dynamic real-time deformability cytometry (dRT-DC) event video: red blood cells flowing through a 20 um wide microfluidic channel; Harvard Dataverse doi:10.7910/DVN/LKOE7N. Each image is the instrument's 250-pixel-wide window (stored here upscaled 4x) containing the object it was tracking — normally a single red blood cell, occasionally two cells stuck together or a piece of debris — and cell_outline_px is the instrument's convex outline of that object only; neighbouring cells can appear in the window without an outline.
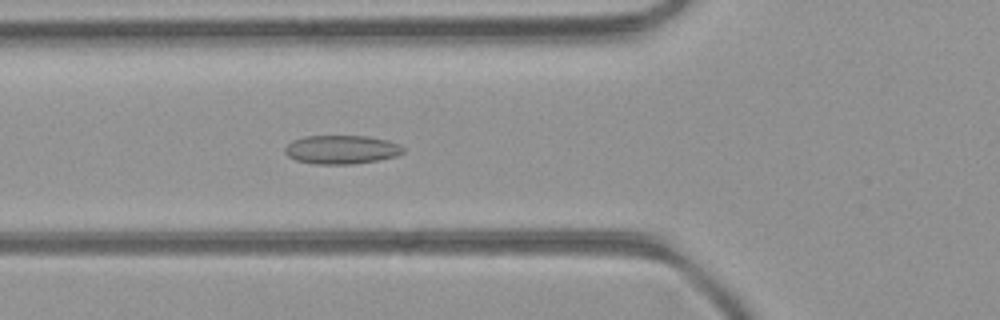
{"species": "common noctule bat (a hibernating species)", "species_latin": "Nyctalus noctula", "temperature_condition": "room temperature", "stored_images_in_passage": 37, "camera_frame_rate_fps": 3000, "um_per_image_px": 0.085, "animal": {"sex": "female", "body_mass_g": 21.9}, "frame": {"image": 1, "passage_image": 5, "time_ms": 1.333, "image_size_px": [1000, 320], "cell_outline_px": [[404, 152], [396, 156], [376, 160], [352, 164], [316, 164], [296, 160], [288, 156], [284, 152], [284, 148], [292, 140], [304, 136], [368, 136], [388, 140], [400, 144], [404, 148]], "centroid_in_image_um": [29.02, 12.71], "position_along_channel_um": 96.8, "area_um2": 19.83}}
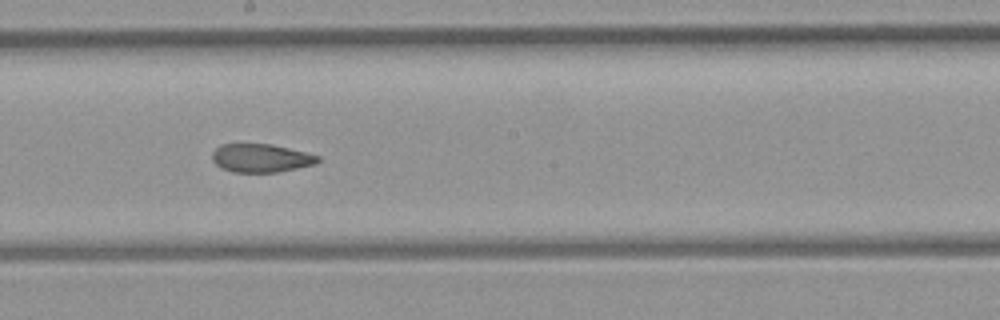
{"frame": {"image": 2, "passage_image": 14, "time_ms": 4.333, "image_size_px": [1000, 320], "cell_outline_px": [[320, 160], [316, 164], [276, 172], [232, 172], [216, 164], [212, 160], [212, 152], [220, 144], [272, 144], [320, 156]], "centroid_in_image_um": [22.17, 13.43], "position_along_channel_um": 226.0, "area_um2": 17.34}}
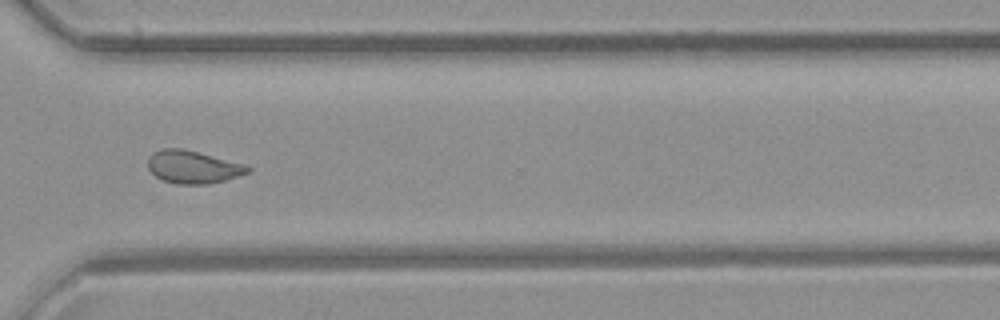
{"frame": {"image": 3, "passage_image": 23, "time_ms": 7.333, "image_size_px": [1000, 320], "cell_outline_px": [[252, 168], [248, 172], [224, 180], [208, 184], [180, 184], [164, 180], [156, 176], [148, 168], [148, 156], [152, 152], [164, 148], [180, 148], [248, 164]], "centroid_in_image_um": [16.41, 14.18], "position_along_channel_um": 354.2, "area_um2": 18.96}, "authors_computed_cell_mechanics": {"area_um2": 18.9584, "velocity_mm_per_s": 4.2928, "shape_relaxation_time_tau1_ms": null, "shape_relaxation_time_tau2_ms": 2.0206, "deformation_change_tau1": null, "deformation_change_tau2": 0.0716}}